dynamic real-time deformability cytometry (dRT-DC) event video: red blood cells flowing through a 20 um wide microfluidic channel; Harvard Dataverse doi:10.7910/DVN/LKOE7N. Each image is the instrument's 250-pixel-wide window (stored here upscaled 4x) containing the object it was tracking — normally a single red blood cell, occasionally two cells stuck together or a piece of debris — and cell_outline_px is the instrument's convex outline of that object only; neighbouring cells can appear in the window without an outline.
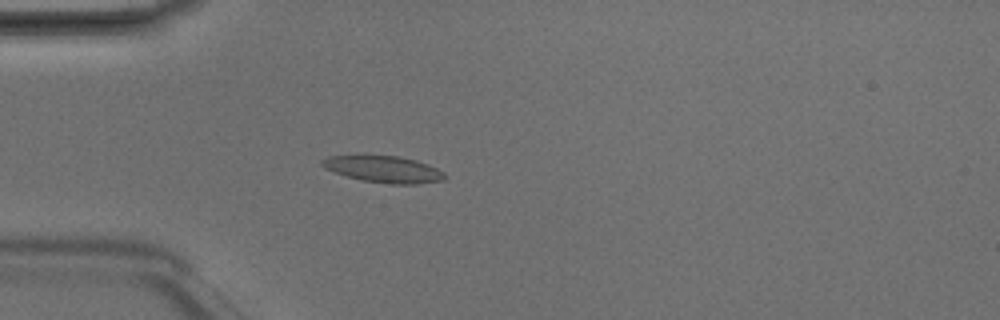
{"species": "Egyptian fruit bat (a non-hibernating species)", "species_latin": "Rousettus aegyptiacus", "temperature_condition": "room temperature", "stored_images_in_passage": 1, "camera_frame_rate_fps": 3000, "um_per_image_px": 0.085, "animal": {"sex": "male"}, "frame": {"image": 1, "passage_image": 1, "time_ms": 0.0, "image_size_px": [1000, 320], "cell_outline_px": [[448, 176], [444, 180], [416, 184], [392, 184], [360, 180], [324, 168], [320, 164], [320, 160], [328, 156], [400, 156], [416, 160], [428, 164], [444, 172]], "centroid_in_image_um": [32.64, 14.39], "position_along_channel_um": 52.4, "area_um2": 18.96}}